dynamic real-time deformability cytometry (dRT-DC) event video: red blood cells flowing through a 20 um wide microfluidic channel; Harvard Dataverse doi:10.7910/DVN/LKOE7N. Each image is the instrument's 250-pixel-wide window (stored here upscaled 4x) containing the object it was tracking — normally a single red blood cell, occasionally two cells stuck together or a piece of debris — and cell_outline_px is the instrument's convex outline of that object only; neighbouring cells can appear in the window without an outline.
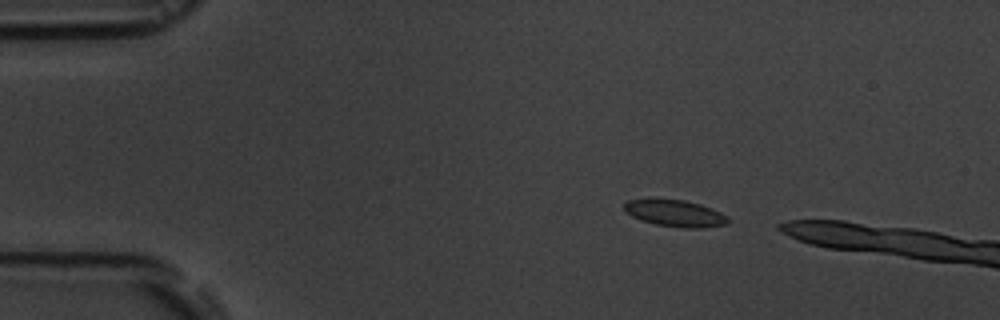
{"species": "common noctule bat (a hibernating species)", "species_latin": "Nyctalus noctula", "temperature_condition": "room temperature", "stored_images_in_passage": 4, "camera_frame_rate_fps": 3000, "um_per_image_px": 0.085, "animal": {"sex": "male", "body_mass_g": 19.5, "forearm_length_mm": 54.6}, "frame": {"image": 1, "passage_image": 2, "time_ms": 1.0, "image_size_px": [1000, 320], "cell_outline_px": [[732, 220], [728, 224], [700, 228], [684, 228], [656, 224], [632, 216], [624, 208], [624, 204], [628, 200], [648, 196], [684, 200], [700, 204], [712, 208], [728, 216]], "centroid_in_image_um": [57.39, 18.08], "position_along_channel_um": 27.6, "area_um2": 16.65}}